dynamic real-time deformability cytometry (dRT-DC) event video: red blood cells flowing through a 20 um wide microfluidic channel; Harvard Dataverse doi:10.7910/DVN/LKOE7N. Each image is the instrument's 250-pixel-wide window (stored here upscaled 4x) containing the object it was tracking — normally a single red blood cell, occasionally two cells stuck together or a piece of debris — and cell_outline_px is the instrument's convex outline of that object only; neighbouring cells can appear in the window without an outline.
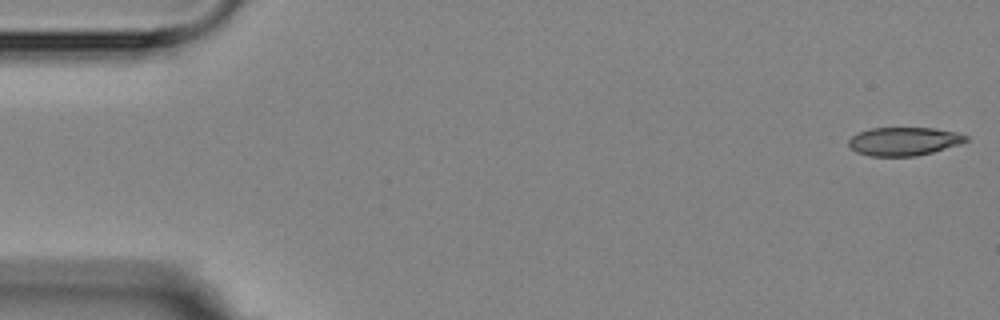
{"species": "Egyptian fruit bat (a non-hibernating species)", "species_latin": "Rousettus aegyptiacus", "temperature_condition": "room temperature", "stored_images_in_passage": 4, "camera_frame_rate_fps": 3000, "um_per_image_px": 0.085, "animal": {"sex": "female"}, "frame": {"image": 1, "passage_image": 1, "time_ms": 0.0, "image_size_px": [1000, 320], "cell_outline_px": [[968, 140], [960, 144], [932, 152], [916, 156], [868, 156], [856, 152], [848, 144], [848, 140], [852, 136], [868, 128], [932, 128], [956, 132], [968, 136]], "centroid_in_image_um": [76.82, 12.01], "position_along_channel_um": 8.2, "area_um2": 19.36}}